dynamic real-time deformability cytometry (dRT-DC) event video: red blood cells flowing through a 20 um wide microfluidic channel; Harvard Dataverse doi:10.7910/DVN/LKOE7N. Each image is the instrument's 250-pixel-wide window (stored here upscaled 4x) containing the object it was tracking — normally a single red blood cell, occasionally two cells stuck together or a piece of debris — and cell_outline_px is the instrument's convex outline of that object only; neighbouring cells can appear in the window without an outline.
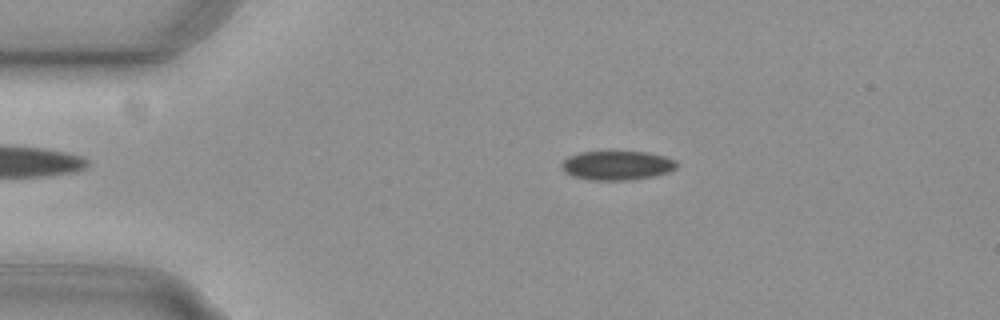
{"species": "common noctule bat (a hibernating species)", "species_latin": "Nyctalus noctula", "temperature_condition": "cold", "stored_images_in_passage": 47, "camera_frame_rate_fps": 3000, "um_per_image_px": 0.085, "animal": {"sex": "female", "body_mass_g": 29.2, "forearm_length_mm": 56.3}, "frame": {"image": 1, "passage_image": 3, "time_ms": 0.667, "image_size_px": [1000, 320], "cell_outline_px": [[680, 164], [676, 168], [668, 172], [652, 176], [628, 180], [588, 180], [572, 176], [564, 172], [560, 168], [560, 164], [568, 156], [580, 152], [648, 152], [664, 156], [676, 160]], "centroid_in_image_um": [52.43, 14.06], "position_along_channel_um": 32.6, "area_um2": 19.71}}
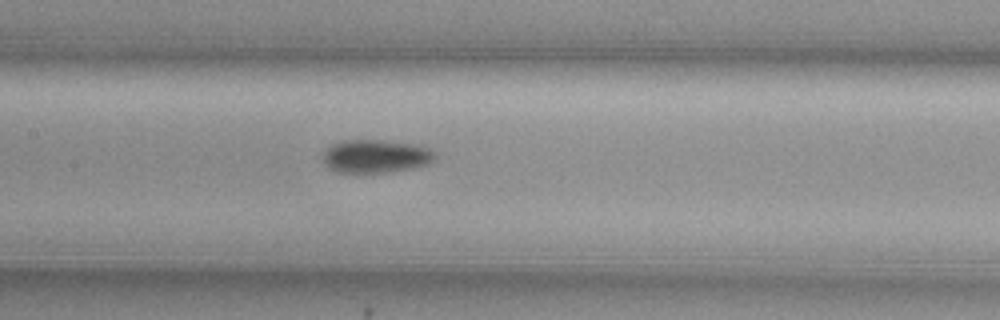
{"frame": {"image": 2, "passage_image": 18, "time_ms": 5.667, "image_size_px": [1000, 320], "cell_outline_px": [[436, 156], [428, 164], [416, 168], [384, 172], [340, 172], [332, 168], [324, 160], [324, 152], [332, 144], [344, 140], [384, 140], [424, 144], [432, 148]], "centroid_in_image_um": [32.06, 13.25], "position_along_channel_um": 175.3, "area_um2": 21.73}}
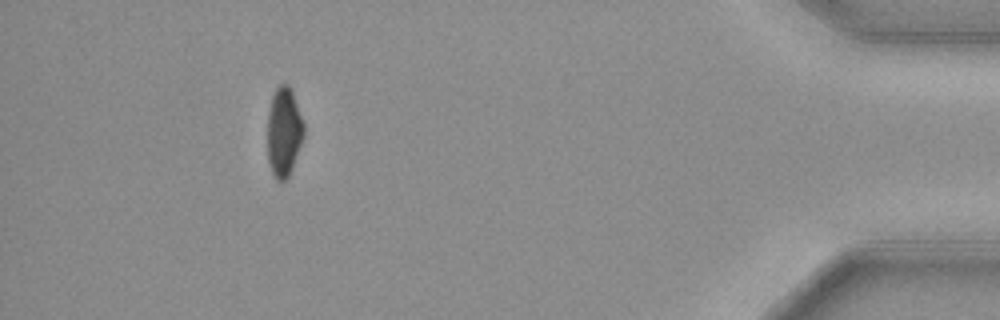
{"frame": {"image": 3, "passage_image": 42, "time_ms": 13.667, "image_size_px": [1000, 320], "cell_outline_px": [[304, 136], [292, 168], [288, 176], [284, 180], [276, 180], [272, 172], [268, 160], [268, 112], [272, 96], [276, 88], [280, 84], [288, 84], [292, 92], [304, 124]], "centroid_in_image_um": [24.13, 11.21], "position_along_channel_um": 411.1, "area_um2": 18.67}, "authors_computed_cell_mechanics": {"area_um2": 20.23, "velocity_mm_per_s": 3.7517, "shape_relaxation_time_tau1_ms": 4.5399, "shape_relaxation_time_tau2_ms": null, "deformation_change_tau1": 0.0962, "deformation_change_tau2": null}}